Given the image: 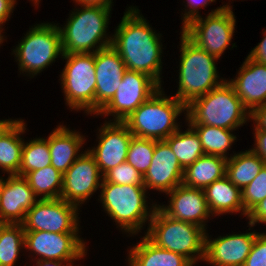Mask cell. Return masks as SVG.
Wrapping results in <instances>:
<instances>
[{"label": "cell", "instance_id": "cell-1", "mask_svg": "<svg viewBox=\"0 0 266 266\" xmlns=\"http://www.w3.org/2000/svg\"><path fill=\"white\" fill-rule=\"evenodd\" d=\"M139 9L130 8L122 17L112 37V47L119 53L127 70L141 72L161 86L162 45Z\"/></svg>", "mask_w": 266, "mask_h": 266}, {"label": "cell", "instance_id": "cell-2", "mask_svg": "<svg viewBox=\"0 0 266 266\" xmlns=\"http://www.w3.org/2000/svg\"><path fill=\"white\" fill-rule=\"evenodd\" d=\"M185 111L189 124L209 125L232 131L245 124L250 116L227 80L207 94L195 98L186 106Z\"/></svg>", "mask_w": 266, "mask_h": 266}, {"label": "cell", "instance_id": "cell-3", "mask_svg": "<svg viewBox=\"0 0 266 266\" xmlns=\"http://www.w3.org/2000/svg\"><path fill=\"white\" fill-rule=\"evenodd\" d=\"M180 45L179 87L174 97L187 106L195 98L207 94L225 80L218 82L215 64L218 58L197 46L183 32Z\"/></svg>", "mask_w": 266, "mask_h": 266}, {"label": "cell", "instance_id": "cell-4", "mask_svg": "<svg viewBox=\"0 0 266 266\" xmlns=\"http://www.w3.org/2000/svg\"><path fill=\"white\" fill-rule=\"evenodd\" d=\"M81 7L83 9L72 12L65 27H59L63 54L92 53V51L95 53L112 46V37H106L111 8L90 5H81ZM97 43L99 45L95 47Z\"/></svg>", "mask_w": 266, "mask_h": 266}, {"label": "cell", "instance_id": "cell-5", "mask_svg": "<svg viewBox=\"0 0 266 266\" xmlns=\"http://www.w3.org/2000/svg\"><path fill=\"white\" fill-rule=\"evenodd\" d=\"M149 222L145 236L152 243L185 256L193 265L198 259L203 260L205 228L169 217L158 207Z\"/></svg>", "mask_w": 266, "mask_h": 266}, {"label": "cell", "instance_id": "cell-6", "mask_svg": "<svg viewBox=\"0 0 266 266\" xmlns=\"http://www.w3.org/2000/svg\"><path fill=\"white\" fill-rule=\"evenodd\" d=\"M163 95L159 89L123 121L135 137L160 141L179 129L176 118L186 106L174 96Z\"/></svg>", "mask_w": 266, "mask_h": 266}, {"label": "cell", "instance_id": "cell-7", "mask_svg": "<svg viewBox=\"0 0 266 266\" xmlns=\"http://www.w3.org/2000/svg\"><path fill=\"white\" fill-rule=\"evenodd\" d=\"M100 199L107 214L118 223L121 229L136 234L148 219L151 220L157 204L147 211L145 186L119 185L101 182ZM148 217V218H147ZM147 219V220H146ZM139 230V231H138Z\"/></svg>", "mask_w": 266, "mask_h": 266}, {"label": "cell", "instance_id": "cell-8", "mask_svg": "<svg viewBox=\"0 0 266 266\" xmlns=\"http://www.w3.org/2000/svg\"><path fill=\"white\" fill-rule=\"evenodd\" d=\"M67 59L61 74L66 104L71 109L95 114V53L63 54Z\"/></svg>", "mask_w": 266, "mask_h": 266}, {"label": "cell", "instance_id": "cell-9", "mask_svg": "<svg viewBox=\"0 0 266 266\" xmlns=\"http://www.w3.org/2000/svg\"><path fill=\"white\" fill-rule=\"evenodd\" d=\"M25 36L13 50L22 73L36 75L63 55L59 26L37 24Z\"/></svg>", "mask_w": 266, "mask_h": 266}, {"label": "cell", "instance_id": "cell-10", "mask_svg": "<svg viewBox=\"0 0 266 266\" xmlns=\"http://www.w3.org/2000/svg\"><path fill=\"white\" fill-rule=\"evenodd\" d=\"M235 16L229 5L211 11L203 19L201 16L191 20L182 32L208 54L220 58L230 45L235 30Z\"/></svg>", "mask_w": 266, "mask_h": 266}, {"label": "cell", "instance_id": "cell-11", "mask_svg": "<svg viewBox=\"0 0 266 266\" xmlns=\"http://www.w3.org/2000/svg\"><path fill=\"white\" fill-rule=\"evenodd\" d=\"M161 86L147 74L126 70L112 99L96 114H113L114 121H125Z\"/></svg>", "mask_w": 266, "mask_h": 266}, {"label": "cell", "instance_id": "cell-12", "mask_svg": "<svg viewBox=\"0 0 266 266\" xmlns=\"http://www.w3.org/2000/svg\"><path fill=\"white\" fill-rule=\"evenodd\" d=\"M78 206L68 203L62 198L39 199L26 212L24 231H46L53 233H77Z\"/></svg>", "mask_w": 266, "mask_h": 266}, {"label": "cell", "instance_id": "cell-13", "mask_svg": "<svg viewBox=\"0 0 266 266\" xmlns=\"http://www.w3.org/2000/svg\"><path fill=\"white\" fill-rule=\"evenodd\" d=\"M78 233L25 231V248L40 256L37 260L73 261L86 255Z\"/></svg>", "mask_w": 266, "mask_h": 266}, {"label": "cell", "instance_id": "cell-14", "mask_svg": "<svg viewBox=\"0 0 266 266\" xmlns=\"http://www.w3.org/2000/svg\"><path fill=\"white\" fill-rule=\"evenodd\" d=\"M93 155L87 150L63 174L61 198L79 206L101 187L103 180ZM100 178V179H99ZM80 203V204H79Z\"/></svg>", "mask_w": 266, "mask_h": 266}, {"label": "cell", "instance_id": "cell-15", "mask_svg": "<svg viewBox=\"0 0 266 266\" xmlns=\"http://www.w3.org/2000/svg\"><path fill=\"white\" fill-rule=\"evenodd\" d=\"M98 146L88 150L96 160L101 174L126 162L129 143L134 136L124 122H106L99 129Z\"/></svg>", "mask_w": 266, "mask_h": 266}, {"label": "cell", "instance_id": "cell-16", "mask_svg": "<svg viewBox=\"0 0 266 266\" xmlns=\"http://www.w3.org/2000/svg\"><path fill=\"white\" fill-rule=\"evenodd\" d=\"M184 169L165 140H155L151 165L143 175L146 189H156L165 193L182 184Z\"/></svg>", "mask_w": 266, "mask_h": 266}, {"label": "cell", "instance_id": "cell-17", "mask_svg": "<svg viewBox=\"0 0 266 266\" xmlns=\"http://www.w3.org/2000/svg\"><path fill=\"white\" fill-rule=\"evenodd\" d=\"M126 70L121 56L112 46L95 52V114L112 99Z\"/></svg>", "mask_w": 266, "mask_h": 266}, {"label": "cell", "instance_id": "cell-18", "mask_svg": "<svg viewBox=\"0 0 266 266\" xmlns=\"http://www.w3.org/2000/svg\"><path fill=\"white\" fill-rule=\"evenodd\" d=\"M257 234H232L214 240L206 234L203 260L214 266H243Z\"/></svg>", "mask_w": 266, "mask_h": 266}, {"label": "cell", "instance_id": "cell-19", "mask_svg": "<svg viewBox=\"0 0 266 266\" xmlns=\"http://www.w3.org/2000/svg\"><path fill=\"white\" fill-rule=\"evenodd\" d=\"M167 194L171 196L169 206H157L163 213L174 219L205 228L204 220L212 213L203 189L180 184Z\"/></svg>", "mask_w": 266, "mask_h": 266}, {"label": "cell", "instance_id": "cell-20", "mask_svg": "<svg viewBox=\"0 0 266 266\" xmlns=\"http://www.w3.org/2000/svg\"><path fill=\"white\" fill-rule=\"evenodd\" d=\"M36 197L23 176L9 175L0 192V218L8 224H21L39 201Z\"/></svg>", "mask_w": 266, "mask_h": 266}, {"label": "cell", "instance_id": "cell-21", "mask_svg": "<svg viewBox=\"0 0 266 266\" xmlns=\"http://www.w3.org/2000/svg\"><path fill=\"white\" fill-rule=\"evenodd\" d=\"M228 82L249 112L266 104V64L256 62L247 56L240 67L238 77Z\"/></svg>", "mask_w": 266, "mask_h": 266}, {"label": "cell", "instance_id": "cell-22", "mask_svg": "<svg viewBox=\"0 0 266 266\" xmlns=\"http://www.w3.org/2000/svg\"><path fill=\"white\" fill-rule=\"evenodd\" d=\"M51 155V165L64 174L79 157L78 151L85 139L79 132L58 126L46 139ZM77 155V156H76Z\"/></svg>", "mask_w": 266, "mask_h": 266}, {"label": "cell", "instance_id": "cell-23", "mask_svg": "<svg viewBox=\"0 0 266 266\" xmlns=\"http://www.w3.org/2000/svg\"><path fill=\"white\" fill-rule=\"evenodd\" d=\"M21 120H9L0 129V168L9 175H19L24 141L20 134L25 132Z\"/></svg>", "mask_w": 266, "mask_h": 266}, {"label": "cell", "instance_id": "cell-24", "mask_svg": "<svg viewBox=\"0 0 266 266\" xmlns=\"http://www.w3.org/2000/svg\"><path fill=\"white\" fill-rule=\"evenodd\" d=\"M203 191L212 215H221L228 212L237 213L239 211H242V215H245L241 189L236 187L226 175L215 180Z\"/></svg>", "mask_w": 266, "mask_h": 266}, {"label": "cell", "instance_id": "cell-25", "mask_svg": "<svg viewBox=\"0 0 266 266\" xmlns=\"http://www.w3.org/2000/svg\"><path fill=\"white\" fill-rule=\"evenodd\" d=\"M129 266H193L185 257L158 247L146 236L129 252Z\"/></svg>", "mask_w": 266, "mask_h": 266}, {"label": "cell", "instance_id": "cell-26", "mask_svg": "<svg viewBox=\"0 0 266 266\" xmlns=\"http://www.w3.org/2000/svg\"><path fill=\"white\" fill-rule=\"evenodd\" d=\"M226 164L227 159L223 157L203 155L184 169L182 184L204 189L226 175Z\"/></svg>", "mask_w": 266, "mask_h": 266}, {"label": "cell", "instance_id": "cell-27", "mask_svg": "<svg viewBox=\"0 0 266 266\" xmlns=\"http://www.w3.org/2000/svg\"><path fill=\"white\" fill-rule=\"evenodd\" d=\"M265 162L251 150L230 156L226 164V176L241 190L251 183L264 167Z\"/></svg>", "mask_w": 266, "mask_h": 266}, {"label": "cell", "instance_id": "cell-28", "mask_svg": "<svg viewBox=\"0 0 266 266\" xmlns=\"http://www.w3.org/2000/svg\"><path fill=\"white\" fill-rule=\"evenodd\" d=\"M183 169L193 164L199 157L205 155L201 141L196 131L189 128L181 132L180 128L165 139Z\"/></svg>", "mask_w": 266, "mask_h": 266}, {"label": "cell", "instance_id": "cell-29", "mask_svg": "<svg viewBox=\"0 0 266 266\" xmlns=\"http://www.w3.org/2000/svg\"><path fill=\"white\" fill-rule=\"evenodd\" d=\"M39 199H59L61 198L63 174L52 165L45 168L31 171L23 176ZM43 194V195H42Z\"/></svg>", "mask_w": 266, "mask_h": 266}, {"label": "cell", "instance_id": "cell-30", "mask_svg": "<svg viewBox=\"0 0 266 266\" xmlns=\"http://www.w3.org/2000/svg\"><path fill=\"white\" fill-rule=\"evenodd\" d=\"M198 134L205 155L220 156L228 159L226 151L236 140L231 130L200 124H189Z\"/></svg>", "mask_w": 266, "mask_h": 266}, {"label": "cell", "instance_id": "cell-31", "mask_svg": "<svg viewBox=\"0 0 266 266\" xmlns=\"http://www.w3.org/2000/svg\"><path fill=\"white\" fill-rule=\"evenodd\" d=\"M21 247L25 248L23 225L7 223L0 232V266H14Z\"/></svg>", "mask_w": 266, "mask_h": 266}, {"label": "cell", "instance_id": "cell-32", "mask_svg": "<svg viewBox=\"0 0 266 266\" xmlns=\"http://www.w3.org/2000/svg\"><path fill=\"white\" fill-rule=\"evenodd\" d=\"M51 165V155L48 141L36 138L29 143H24L22 149V161L19 169V176L36 171Z\"/></svg>", "mask_w": 266, "mask_h": 266}, {"label": "cell", "instance_id": "cell-33", "mask_svg": "<svg viewBox=\"0 0 266 266\" xmlns=\"http://www.w3.org/2000/svg\"><path fill=\"white\" fill-rule=\"evenodd\" d=\"M155 140L133 136L128 147L126 162L144 175L151 165Z\"/></svg>", "mask_w": 266, "mask_h": 266}, {"label": "cell", "instance_id": "cell-34", "mask_svg": "<svg viewBox=\"0 0 266 266\" xmlns=\"http://www.w3.org/2000/svg\"><path fill=\"white\" fill-rule=\"evenodd\" d=\"M242 202L245 216L264 198H266V165L259 174L242 190Z\"/></svg>", "mask_w": 266, "mask_h": 266}, {"label": "cell", "instance_id": "cell-35", "mask_svg": "<svg viewBox=\"0 0 266 266\" xmlns=\"http://www.w3.org/2000/svg\"><path fill=\"white\" fill-rule=\"evenodd\" d=\"M103 179L106 182L119 185H138L144 186L143 175L131 164L124 162L109 170Z\"/></svg>", "mask_w": 266, "mask_h": 266}, {"label": "cell", "instance_id": "cell-36", "mask_svg": "<svg viewBox=\"0 0 266 266\" xmlns=\"http://www.w3.org/2000/svg\"><path fill=\"white\" fill-rule=\"evenodd\" d=\"M243 266H266V234L258 233Z\"/></svg>", "mask_w": 266, "mask_h": 266}, {"label": "cell", "instance_id": "cell-37", "mask_svg": "<svg viewBox=\"0 0 266 266\" xmlns=\"http://www.w3.org/2000/svg\"><path fill=\"white\" fill-rule=\"evenodd\" d=\"M215 0H187V7L189 8L188 12L185 11L184 17H183V26L182 28L187 25L191 20L199 17L198 9L201 7H206L211 2H214ZM201 6V7H199Z\"/></svg>", "mask_w": 266, "mask_h": 266}, {"label": "cell", "instance_id": "cell-38", "mask_svg": "<svg viewBox=\"0 0 266 266\" xmlns=\"http://www.w3.org/2000/svg\"><path fill=\"white\" fill-rule=\"evenodd\" d=\"M248 224L253 227L258 222L266 223V198L257 204L248 214Z\"/></svg>", "mask_w": 266, "mask_h": 266}, {"label": "cell", "instance_id": "cell-39", "mask_svg": "<svg viewBox=\"0 0 266 266\" xmlns=\"http://www.w3.org/2000/svg\"><path fill=\"white\" fill-rule=\"evenodd\" d=\"M249 118L255 121V131H266V104L254 108Z\"/></svg>", "mask_w": 266, "mask_h": 266}, {"label": "cell", "instance_id": "cell-40", "mask_svg": "<svg viewBox=\"0 0 266 266\" xmlns=\"http://www.w3.org/2000/svg\"><path fill=\"white\" fill-rule=\"evenodd\" d=\"M255 147L250 149L253 153L258 155L266 165V131H255Z\"/></svg>", "mask_w": 266, "mask_h": 266}, {"label": "cell", "instance_id": "cell-41", "mask_svg": "<svg viewBox=\"0 0 266 266\" xmlns=\"http://www.w3.org/2000/svg\"><path fill=\"white\" fill-rule=\"evenodd\" d=\"M266 31L264 32L265 37L262 39L258 45L251 50L250 54H248V57L250 59H253L256 62H259L261 64H266Z\"/></svg>", "mask_w": 266, "mask_h": 266}, {"label": "cell", "instance_id": "cell-42", "mask_svg": "<svg viewBox=\"0 0 266 266\" xmlns=\"http://www.w3.org/2000/svg\"><path fill=\"white\" fill-rule=\"evenodd\" d=\"M16 0H0V30L1 25L5 23L13 12Z\"/></svg>", "mask_w": 266, "mask_h": 266}, {"label": "cell", "instance_id": "cell-43", "mask_svg": "<svg viewBox=\"0 0 266 266\" xmlns=\"http://www.w3.org/2000/svg\"><path fill=\"white\" fill-rule=\"evenodd\" d=\"M78 5L102 6L112 8V0H74Z\"/></svg>", "mask_w": 266, "mask_h": 266}, {"label": "cell", "instance_id": "cell-44", "mask_svg": "<svg viewBox=\"0 0 266 266\" xmlns=\"http://www.w3.org/2000/svg\"><path fill=\"white\" fill-rule=\"evenodd\" d=\"M37 266H72V261H69L66 265H62L65 261H58V260H36ZM70 263V264H69Z\"/></svg>", "mask_w": 266, "mask_h": 266}, {"label": "cell", "instance_id": "cell-45", "mask_svg": "<svg viewBox=\"0 0 266 266\" xmlns=\"http://www.w3.org/2000/svg\"><path fill=\"white\" fill-rule=\"evenodd\" d=\"M7 223L0 218V232Z\"/></svg>", "mask_w": 266, "mask_h": 266}, {"label": "cell", "instance_id": "cell-46", "mask_svg": "<svg viewBox=\"0 0 266 266\" xmlns=\"http://www.w3.org/2000/svg\"><path fill=\"white\" fill-rule=\"evenodd\" d=\"M9 120H0V129L8 122Z\"/></svg>", "mask_w": 266, "mask_h": 266}, {"label": "cell", "instance_id": "cell-47", "mask_svg": "<svg viewBox=\"0 0 266 266\" xmlns=\"http://www.w3.org/2000/svg\"><path fill=\"white\" fill-rule=\"evenodd\" d=\"M1 32H2V30H0V44L3 42V39H4Z\"/></svg>", "mask_w": 266, "mask_h": 266}, {"label": "cell", "instance_id": "cell-48", "mask_svg": "<svg viewBox=\"0 0 266 266\" xmlns=\"http://www.w3.org/2000/svg\"><path fill=\"white\" fill-rule=\"evenodd\" d=\"M3 178H0V192H1V188H2V185H3Z\"/></svg>", "mask_w": 266, "mask_h": 266}, {"label": "cell", "instance_id": "cell-49", "mask_svg": "<svg viewBox=\"0 0 266 266\" xmlns=\"http://www.w3.org/2000/svg\"><path fill=\"white\" fill-rule=\"evenodd\" d=\"M32 1H34V2H35V4H37V5H38V2H39V0H32Z\"/></svg>", "mask_w": 266, "mask_h": 266}]
</instances>
